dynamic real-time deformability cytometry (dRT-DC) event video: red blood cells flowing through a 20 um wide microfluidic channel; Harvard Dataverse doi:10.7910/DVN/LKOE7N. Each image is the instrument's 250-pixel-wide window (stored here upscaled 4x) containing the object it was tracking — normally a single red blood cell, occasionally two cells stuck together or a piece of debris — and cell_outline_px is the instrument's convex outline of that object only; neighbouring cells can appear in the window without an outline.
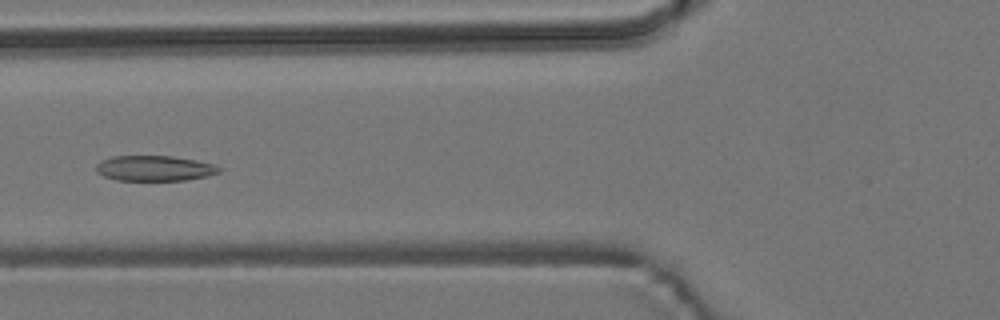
{"species": "common noctule bat (a hibernating species)", "species_latin": "Nyctalus noctula", "temperature_condition": "room temperature", "stored_images_in_passage": 5, "camera_frame_rate_fps": 3000, "um_per_image_px": 0.085, "animal": {"sex": "male", "body_mass_g": 19.2, "forearm_length_mm": 51.8}, "frame": {"image": 1, "passage_image": 5, "time_ms": 6.333, "image_size_px": [1000, 320], "cell_outline_px": [[220, 172], [208, 176], [188, 180], [116, 180], [104, 176], [96, 172], [96, 164], [100, 160], [112, 156], [172, 156], [196, 160], [212, 164], [220, 168]], "centroid_in_image_um": [13.1, 14.3], "position_along_channel_um": 112.7, "area_um2": 18.21}}